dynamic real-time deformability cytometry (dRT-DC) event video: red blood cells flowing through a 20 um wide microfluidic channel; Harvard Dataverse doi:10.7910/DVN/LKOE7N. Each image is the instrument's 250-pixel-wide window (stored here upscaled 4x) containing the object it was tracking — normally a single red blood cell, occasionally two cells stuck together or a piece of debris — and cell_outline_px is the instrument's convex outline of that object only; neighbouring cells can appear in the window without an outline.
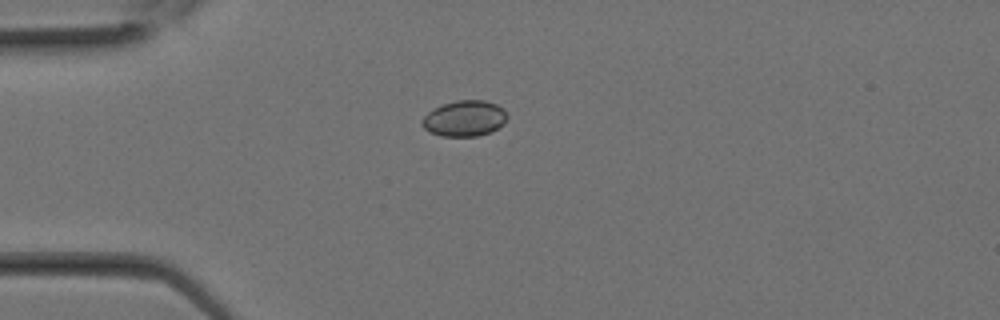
{"species": "Egyptian fruit bat (a non-hibernating species)", "species_latin": "Rousettus aegyptiacus", "temperature_condition": "room temperature", "stored_images_in_passage": 7, "camera_frame_rate_fps": 3000, "um_per_image_px": 0.085, "animal": {"sex": "female"}, "frame": {"image": 1, "passage_image": 1, "time_ms": 0.0, "image_size_px": [1000, 320], "cell_outline_px": [[508, 116], [504, 124], [492, 132], [476, 136], [440, 136], [428, 132], [420, 124], [420, 120], [432, 108], [456, 100], [484, 100], [496, 104], [504, 108]], "centroid_in_image_um": [39.47, 10.07], "position_along_channel_um": 45.5, "area_um2": 18.09}}
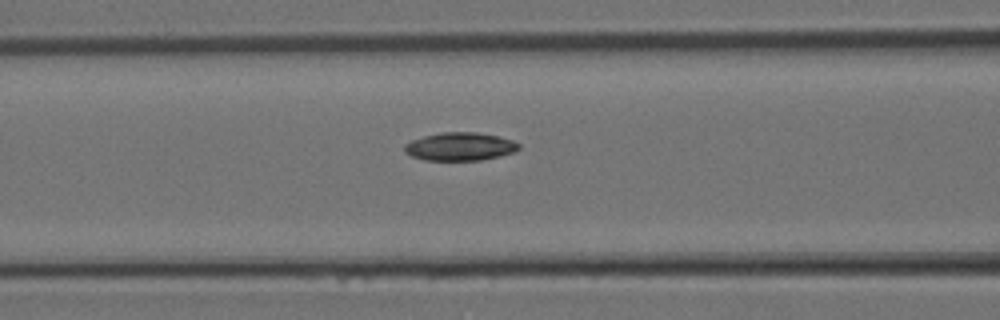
{"frame": {"image": 2, "passage_image": 5, "time_ms": 1.333, "image_size_px": [1000, 320], "cell_outline_px": [[520, 148], [516, 152], [500, 156], [480, 160], [424, 160], [412, 156], [404, 152], [404, 144], [412, 140], [424, 136], [444, 132], [476, 132], [496, 136], [512, 140], [520, 144]], "centroid_in_image_um": [39.11, 12.46], "position_along_channel_um": 127.5, "area_um2": 18.73}}
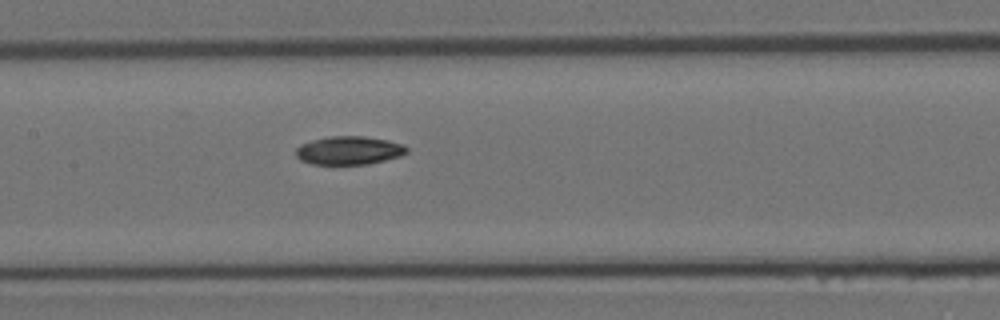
{"frame": {"image": 3, "passage_image": 7, "time_ms": 2.0, "image_size_px": [1000, 320], "cell_outline_px": [[408, 152], [400, 156], [368, 164], [312, 164], [300, 160], [296, 156], [296, 148], [300, 144], [312, 140], [332, 136], [364, 136], [388, 140], [404, 144], [408, 148]], "centroid_in_image_um": [29.67, 12.78], "position_along_channel_um": 177.7, "area_um2": 18.38}}